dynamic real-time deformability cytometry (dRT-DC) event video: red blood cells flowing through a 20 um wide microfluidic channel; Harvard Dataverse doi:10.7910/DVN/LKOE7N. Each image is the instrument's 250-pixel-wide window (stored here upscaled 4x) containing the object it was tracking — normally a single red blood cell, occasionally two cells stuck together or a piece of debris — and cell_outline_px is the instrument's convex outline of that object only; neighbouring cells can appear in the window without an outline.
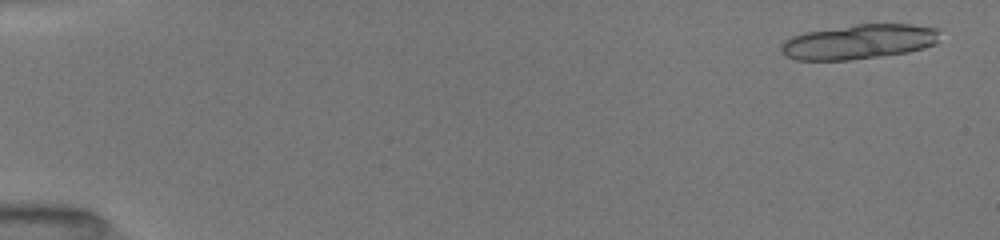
{"species": "common noctule bat (a hibernating species)", "species_latin": "Nyctalus noctula", "temperature_condition": "room temperature", "stored_images_in_passage": 23, "camera_frame_rate_fps": 3000, "um_per_image_px": 0.085, "animal": {"sex": "female", "body_mass_g": 19.5, "forearm_length_mm": 54.1}, "frame": {"image": 1, "passage_image": 2, "time_ms": 0.333, "image_size_px": [1000, 240], "cell_outline_px": [[940, 28], [936, 44], [924, 48], [908, 52], [880, 56], [848, 60], [796, 60], [784, 56], [780, 48], [780, 44], [784, 40], [792, 36], [804, 32], [856, 24], [912, 24]], "centroid_in_image_um": [73.0, 3.55], "position_along_channel_um": 12.0, "area_um2": 32.37}}